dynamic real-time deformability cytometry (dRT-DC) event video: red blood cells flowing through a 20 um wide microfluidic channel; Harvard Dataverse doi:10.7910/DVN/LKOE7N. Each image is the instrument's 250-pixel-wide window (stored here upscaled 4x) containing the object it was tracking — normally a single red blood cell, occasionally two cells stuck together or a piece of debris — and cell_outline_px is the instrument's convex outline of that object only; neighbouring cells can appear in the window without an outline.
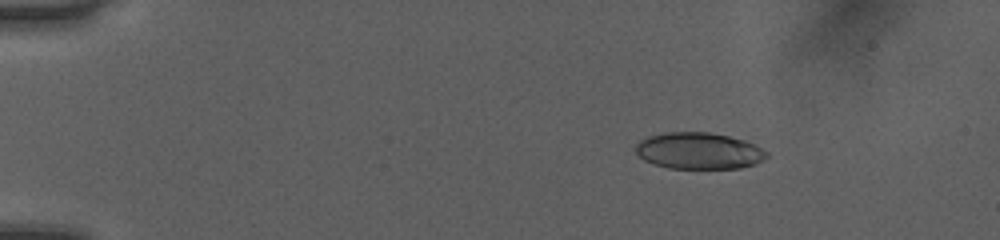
{"species": "human", "species_latin": "Homo sapiens", "temperature_condition": "room temperature", "stored_images_in_passage": 52, "camera_frame_rate_fps": 3000, "um_per_image_px": 0.085, "donor": {"sex": "female"}, "frame": {"image": 1, "passage_image": 9, "time_ms": 2.667, "image_size_px": [1000, 240], "cell_outline_px": [[768, 156], [756, 164], [740, 168], [668, 168], [644, 160], [636, 152], [636, 144], [644, 136], [664, 132], [708, 132], [728, 136], [744, 140], [768, 152]], "centroid_in_image_um": [59.37, 12.81], "position_along_channel_um": 25.6, "area_um2": 27.86}}
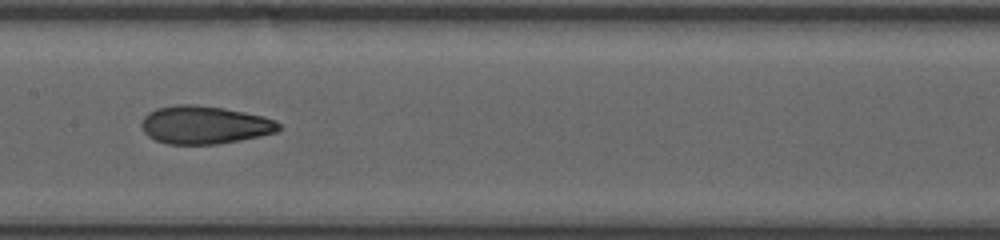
{"frame": {"image": 2, "passage_image": 28, "time_ms": 9.0, "image_size_px": [1000, 240], "cell_outline_px": [[280, 128], [276, 132], [216, 144], [168, 144], [156, 140], [148, 136], [144, 132], [140, 124], [144, 116], [148, 112], [156, 108], [176, 104], [196, 104], [224, 108], [264, 116], [280, 124]], "centroid_in_image_um": [17.32, 10.6], "position_along_channel_um": 190.1, "area_um2": 30.23}}
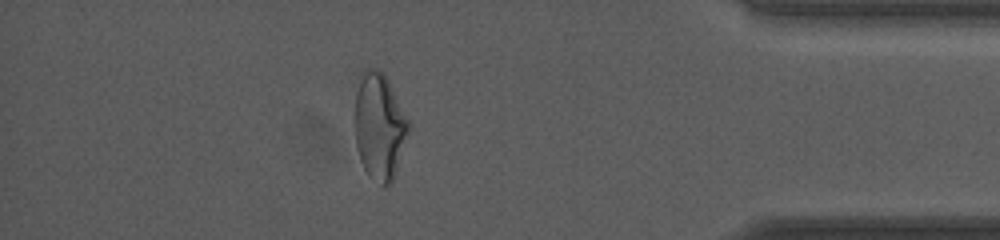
{"frame": {"image": 3, "passage_image": 46, "time_ms": 15.0, "image_size_px": [1000, 240], "cell_outline_px": [[412, 124], [396, 172], [392, 180], [388, 184], [380, 184], [368, 176], [360, 160], [356, 148], [356, 92], [360, 72], [364, 68], [376, 68], [388, 80]], "centroid_in_image_um": [32.27, 10.73], "position_along_channel_um": 402.9, "area_um2": 33.47}, "authors_computed_cell_mechanics": {"area_um2": 29.8248, "velocity_mm_per_s": 4.0897, "shape_relaxation_time_tau1_ms": null, "shape_relaxation_time_tau2_ms": 1.7106, "deformation_change_tau1": null, "deformation_change_tau2": 0.0918}}